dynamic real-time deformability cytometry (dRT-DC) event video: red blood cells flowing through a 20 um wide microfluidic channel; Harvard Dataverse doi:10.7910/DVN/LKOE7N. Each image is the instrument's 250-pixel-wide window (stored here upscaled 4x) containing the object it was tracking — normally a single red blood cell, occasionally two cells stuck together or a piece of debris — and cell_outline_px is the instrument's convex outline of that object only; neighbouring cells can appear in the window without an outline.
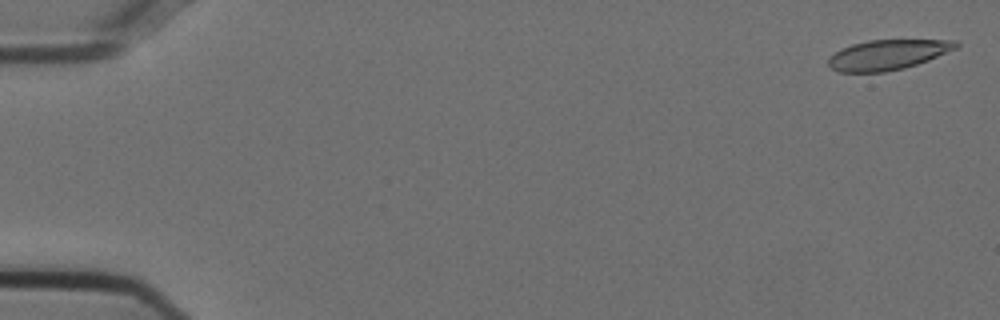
{"species": "Egyptian fruit bat (a non-hibernating species)", "species_latin": "Rousettus aegyptiacus", "temperature_condition": "cold", "stored_images_in_passage": 44, "camera_frame_rate_fps": 3000, "um_per_image_px": 0.085, "animal": {"sex": "female"}, "frame": {"image": 1, "passage_image": 2, "time_ms": 0.333, "image_size_px": [1000, 320], "cell_outline_px": [[960, 44], [956, 48], [928, 60], [904, 68], [884, 72], [840, 72], [832, 68], [828, 64], [828, 56], [852, 44], [868, 40], [956, 40]], "centroid_in_image_um": [75.44, 4.65], "position_along_channel_um": 9.6, "area_um2": 22.14}}
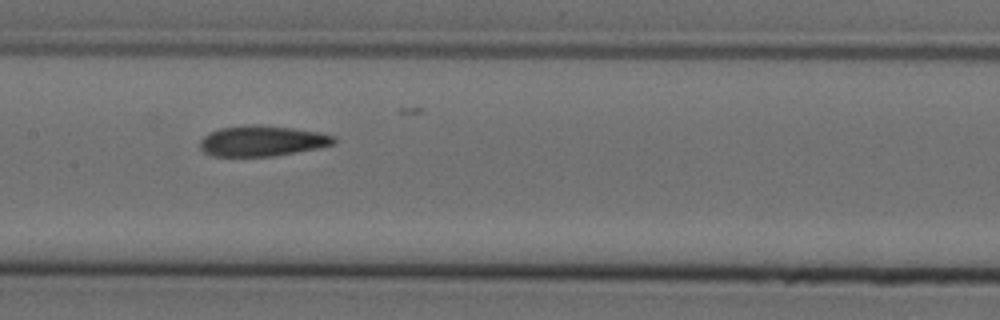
{"frame": {"image": 2, "passage_image": 28, "time_ms": 9.0, "image_size_px": [1000, 320], "cell_outline_px": [[336, 144], [320, 148], [272, 156], [212, 156], [204, 152], [200, 148], [200, 140], [204, 136], [220, 128], [252, 124], [292, 128], [320, 132], [336, 136]], "centroid_in_image_um": [22.32, 11.98], "position_along_channel_um": 185.1, "area_um2": 23.87}}
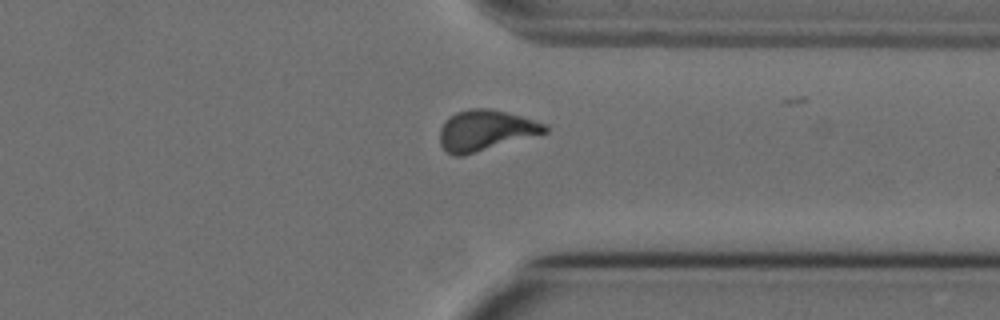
{"frame": {"image": 3, "passage_image": 43, "time_ms": 14.0, "image_size_px": [1000, 320], "cell_outline_px": [[548, 132], [464, 156], [456, 156], [448, 152], [440, 144], [440, 128], [444, 120], [456, 112], [468, 108], [488, 108], [520, 116], [548, 124]], "centroid_in_image_um": [41.26, 11.08], "position_along_channel_um": 370.1, "area_um2": 24.91}}